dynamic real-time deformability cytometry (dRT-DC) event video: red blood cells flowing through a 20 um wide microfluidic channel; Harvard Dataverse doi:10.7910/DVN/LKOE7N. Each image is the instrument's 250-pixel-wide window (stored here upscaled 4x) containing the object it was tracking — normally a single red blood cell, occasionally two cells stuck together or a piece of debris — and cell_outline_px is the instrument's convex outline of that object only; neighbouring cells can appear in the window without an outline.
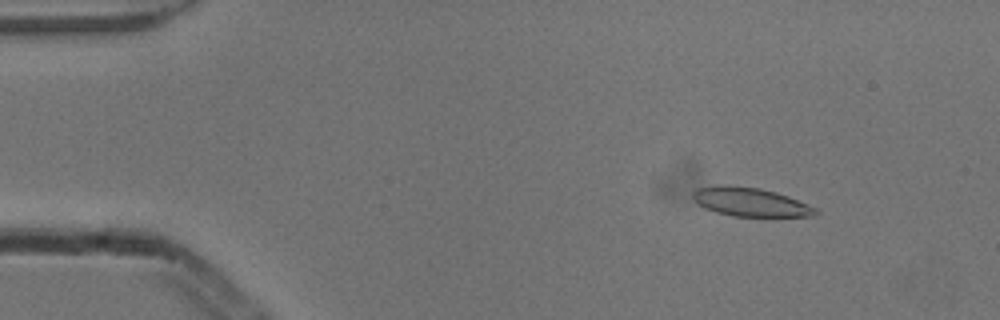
{"species": "common noctule bat (a hibernating species)", "species_latin": "Nyctalus noctula", "temperature_condition": "cold", "stored_images_in_passage": 53, "camera_frame_rate_fps": 3000, "um_per_image_px": 0.085, "animal": {"sex": "male", "body_mass_g": 13.3}, "frame": {"image": 1, "passage_image": 6, "time_ms": 1.667, "image_size_px": [1000, 320], "cell_outline_px": [[820, 212], [816, 216], [732, 216], [716, 212], [704, 208], [692, 200], [692, 192], [696, 188], [724, 184], [760, 188], [776, 192], [788, 196], [808, 204], [816, 208]], "centroid_in_image_um": [63.75, 17.16], "position_along_channel_um": 21.2, "area_um2": 20.75}}
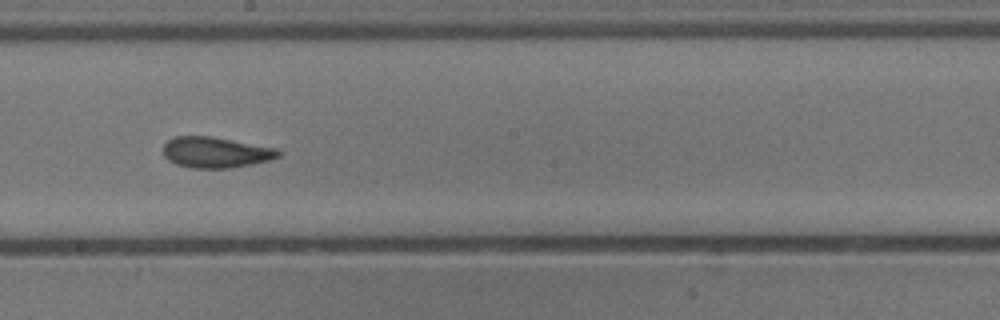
{"frame": {"image": 2, "passage_image": 29, "time_ms": 9.333, "image_size_px": [1000, 320], "cell_outline_px": [[280, 156], [268, 160], [252, 164], [228, 168], [192, 168], [176, 164], [168, 160], [164, 156], [164, 144], [172, 136], [212, 136], [276, 148], [280, 152]], "centroid_in_image_um": [18.3, 12.94], "position_along_channel_um": 229.9, "area_um2": 20.63}}
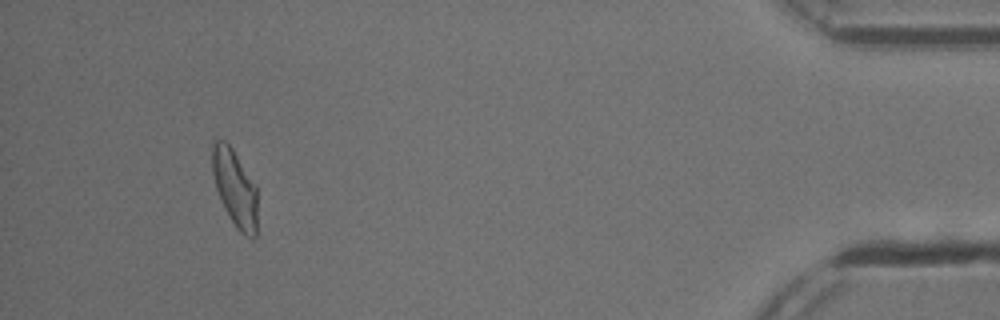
{"frame": {"image": 3, "passage_image": 49, "time_ms": 16.0, "image_size_px": [1000, 320], "cell_outline_px": [[256, 236], [252, 240], [244, 236], [236, 228], [220, 200], [216, 188], [212, 172], [212, 140], [224, 140], [232, 148], [256, 184]], "centroid_in_image_um": [19.96, 15.99], "position_along_channel_um": 415.2, "area_um2": 20.35}, "authors_computed_cell_mechanics": {"area_um2": 20.5768, "velocity_mm_per_s": 3.8354, "shape_relaxation_time_tau1_ms": 5.9757, "shape_relaxation_time_tau2_ms": 2.3615, "deformation_change_tau1": 0.1942, "deformation_change_tau2": 0.1102}}